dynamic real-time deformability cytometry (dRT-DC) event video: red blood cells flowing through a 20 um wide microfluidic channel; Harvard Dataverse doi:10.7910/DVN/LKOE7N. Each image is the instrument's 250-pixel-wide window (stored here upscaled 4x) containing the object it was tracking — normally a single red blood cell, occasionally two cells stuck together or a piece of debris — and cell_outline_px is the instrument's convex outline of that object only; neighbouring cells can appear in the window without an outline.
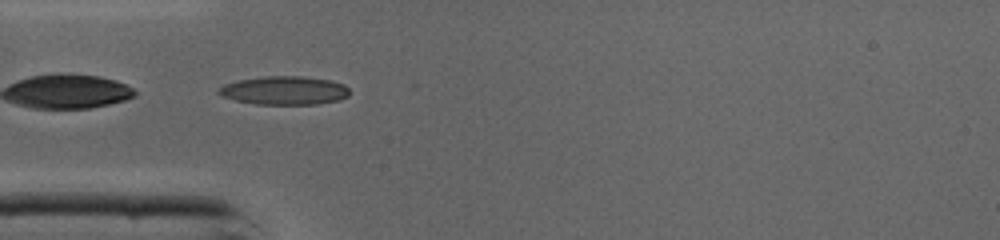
{"species": "common noctule bat (a hibernating species)", "species_latin": "Nyctalus noctula", "temperature_condition": "cold", "stored_images_in_passage": 31, "camera_frame_rate_fps": 3000, "um_per_image_px": 0.085, "animal": {"sex": "male", "body_mass_g": 19.0, "forearm_length_mm": 50.8}, "frame": {"image": 1, "passage_image": 1, "time_ms": 0.0, "image_size_px": [1000, 240], "cell_outline_px": [[348, 96], [340, 100], [316, 104], [256, 104], [236, 100], [220, 96], [216, 92], [224, 84], [236, 80], [264, 76], [300, 76], [328, 80], [344, 84], [348, 88]], "centroid_in_image_um": [24.14, 7.69], "position_along_channel_um": 60.9, "area_um2": 21.73}}
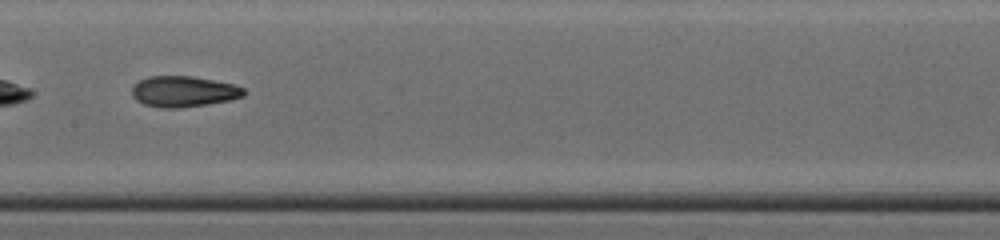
{"frame": {"image": 2, "passage_image": 10, "time_ms": 3.0, "image_size_px": [1000, 240], "cell_outline_px": [[244, 96], [228, 100], [208, 104], [180, 108], [160, 108], [144, 104], [136, 100], [132, 96], [132, 88], [140, 80], [148, 76], [192, 76], [232, 84], [244, 88]], "centroid_in_image_um": [15.57, 7.78], "position_along_channel_um": 191.8, "area_um2": 20.0}}
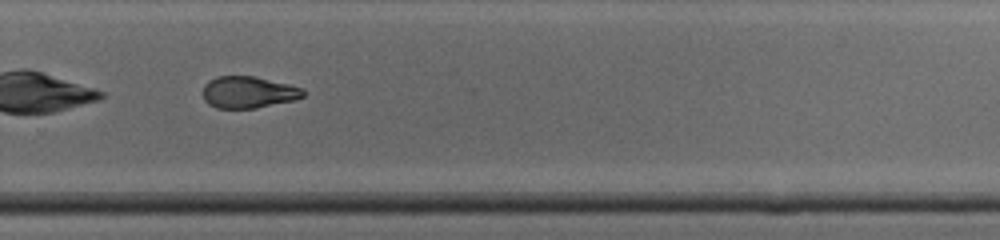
{"frame": {"image": 3, "passage_image": 18, "time_ms": 5.667, "image_size_px": [1000, 240], "cell_outline_px": [[304, 96], [296, 100], [256, 108], [216, 108], [208, 104], [204, 100], [204, 84], [208, 80], [216, 76], [252, 76], [288, 84], [304, 88]], "centroid_in_image_um": [21.11, 7.84], "position_along_channel_um": 308.7, "area_um2": 18.61}, "authors_computed_cell_mechanics": {"area_um2": 19.941, "velocity_mm_per_s": 4.3887, "shape_relaxation_time_tau1_ms": 6.1977, "shape_relaxation_time_tau2_ms": 2.8783, "deformation_change_tau1": 0.1797, "deformation_change_tau2": 0.1038}}